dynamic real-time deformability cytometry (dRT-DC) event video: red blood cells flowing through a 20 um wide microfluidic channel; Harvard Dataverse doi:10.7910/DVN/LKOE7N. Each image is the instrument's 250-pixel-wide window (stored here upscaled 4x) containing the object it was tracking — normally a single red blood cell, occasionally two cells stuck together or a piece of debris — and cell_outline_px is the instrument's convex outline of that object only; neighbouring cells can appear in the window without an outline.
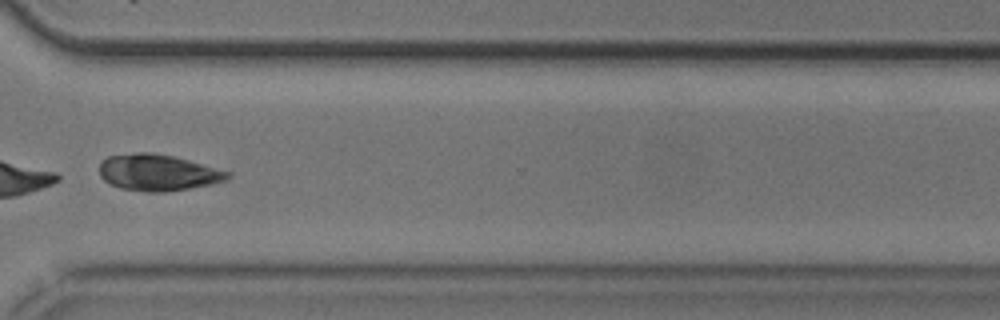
{"species": "common noctule bat (a hibernating species)", "species_latin": "Nyctalus noctula", "temperature_condition": "cold", "stored_images_in_passage": 13, "camera_frame_rate_fps": 3000, "um_per_image_px": 0.085, "animal": {"sex": "male", "body_mass_g": 20.5, "forearm_length_mm": 52.5}, "frame": {"image": 1, "passage_image": 11, "time_ms": 13.0, "image_size_px": [1000, 320], "cell_outline_px": [[232, 176], [228, 180], [212, 184], [164, 192], [148, 192], [120, 188], [104, 180], [100, 176], [100, 164], [108, 156], [136, 152], [152, 152], [172, 156], [188, 160], [232, 172]], "centroid_in_image_um": [13.45, 14.66], "position_along_channel_um": 357.1, "area_um2": 27.17}, "authors_computed_cell_mechanics": {"area_um2": 27.166, "velocity_mm_per_s": 3.6928, "shape_relaxation_time_tau1_ms": 4.6176, "shape_relaxation_time_tau2_ms": 3.0167, "deformation_change_tau1": 0.1031, "deformation_change_tau2": 0.0493}}